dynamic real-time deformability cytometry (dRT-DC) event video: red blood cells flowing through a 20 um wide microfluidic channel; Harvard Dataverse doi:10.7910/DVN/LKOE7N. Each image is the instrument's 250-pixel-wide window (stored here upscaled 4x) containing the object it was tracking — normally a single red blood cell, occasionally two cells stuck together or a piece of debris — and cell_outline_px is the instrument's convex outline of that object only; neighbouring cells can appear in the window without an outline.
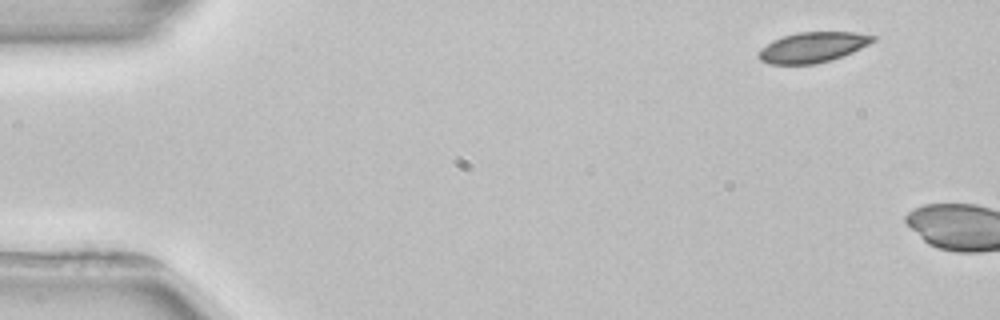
{"species": "common noctule bat (a hibernating species)", "species_latin": "Nyctalus noctula", "temperature_condition": "room temperature", "stored_images_in_passage": 2, "camera_frame_rate_fps": 3000, "um_per_image_px": 0.085, "animal": {"sex": "female", "body_mass_g": 22.7, "forearm_length_mm": 54.2}, "frame": {"image": 1, "passage_image": 1, "time_ms": 0.0, "image_size_px": [1000, 320], "cell_outline_px": [[876, 40], [852, 52], [832, 60], [816, 64], [768, 64], [760, 60], [756, 56], [760, 48], [772, 40], [784, 36], [800, 32], [856, 32], [876, 36]], "centroid_in_image_um": [69.05, 4.02], "position_along_channel_um": 16.0, "area_um2": 20.29}}